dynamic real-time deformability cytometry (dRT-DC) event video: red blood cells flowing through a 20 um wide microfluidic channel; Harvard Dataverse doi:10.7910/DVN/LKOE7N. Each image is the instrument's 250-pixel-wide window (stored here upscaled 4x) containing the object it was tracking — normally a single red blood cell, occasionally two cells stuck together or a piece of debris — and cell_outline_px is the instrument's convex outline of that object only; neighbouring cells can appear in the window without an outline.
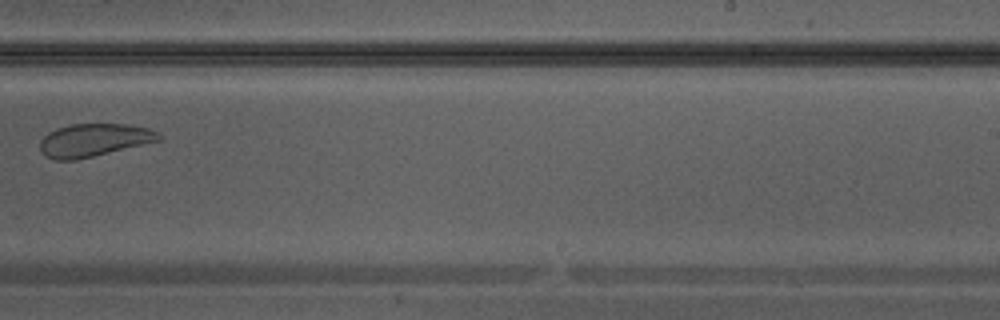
{"species": "Egyptian fruit bat (a non-hibernating species)", "species_latin": "Rousettus aegyptiacus", "temperature_condition": "warm", "stored_images_in_passage": 32, "camera_frame_rate_fps": 3000, "um_per_image_px": 0.085, "animal": {"sex": "male"}, "frame": {"image": 1, "passage_image": 19, "time_ms": 6.0, "image_size_px": [1000, 320], "cell_outline_px": [[164, 136], [160, 140], [76, 160], [56, 160], [44, 156], [40, 148], [40, 140], [48, 132], [56, 128], [72, 124], [124, 124], [148, 128], [160, 132]], "centroid_in_image_um": [7.97, 11.9], "position_along_channel_um": 281.0, "area_um2": 22.72}}